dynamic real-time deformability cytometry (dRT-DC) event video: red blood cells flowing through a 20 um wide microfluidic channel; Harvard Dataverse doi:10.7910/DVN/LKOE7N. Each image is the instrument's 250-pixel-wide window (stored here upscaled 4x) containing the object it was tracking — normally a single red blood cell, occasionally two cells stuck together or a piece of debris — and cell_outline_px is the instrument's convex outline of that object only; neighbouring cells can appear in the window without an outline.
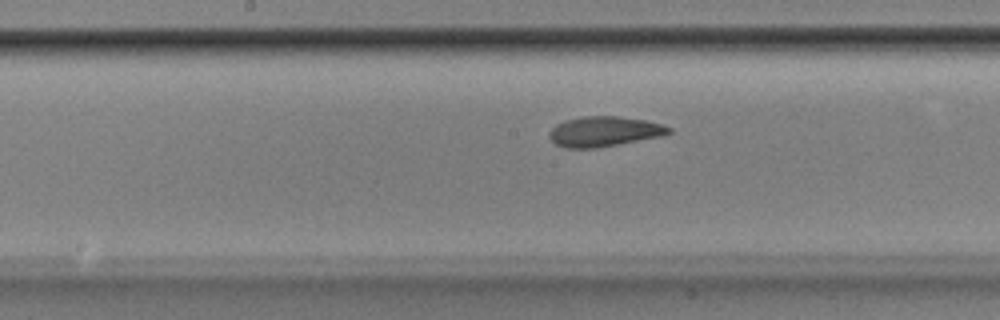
{"species": "Egyptian fruit bat (a non-hibernating species)", "species_latin": "Rousettus aegyptiacus", "temperature_condition": "room temperature", "stored_images_in_passage": 38, "camera_frame_rate_fps": 3000, "um_per_image_px": 0.085, "animal": {"sex": "male"}, "frame": {"image": 1, "passage_image": 22, "time_ms": 7.0, "image_size_px": [1000, 320], "cell_outline_px": [[672, 132], [664, 136], [596, 148], [568, 148], [556, 144], [548, 136], [548, 132], [556, 124], [568, 120], [584, 116], [616, 116], [644, 120], [660, 124], [672, 128]], "centroid_in_image_um": [51.37, 11.18], "position_along_channel_um": 196.8, "area_um2": 20.87}}
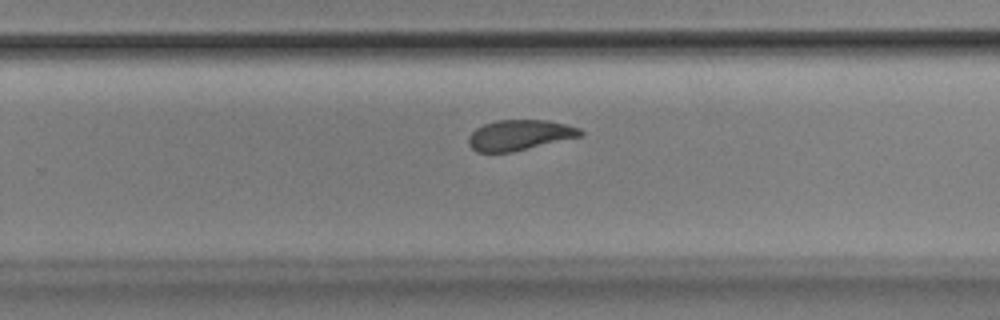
{"frame": {"image": 2, "passage_image": 29, "time_ms": 9.333, "image_size_px": [1000, 320], "cell_outline_px": [[584, 136], [512, 152], [476, 152], [468, 144], [468, 136], [476, 128], [484, 124], [496, 120], [548, 120], [580, 128], [584, 132]], "centroid_in_image_um": [44.18, 11.48], "position_along_channel_um": 285.6, "area_um2": 20.0}}
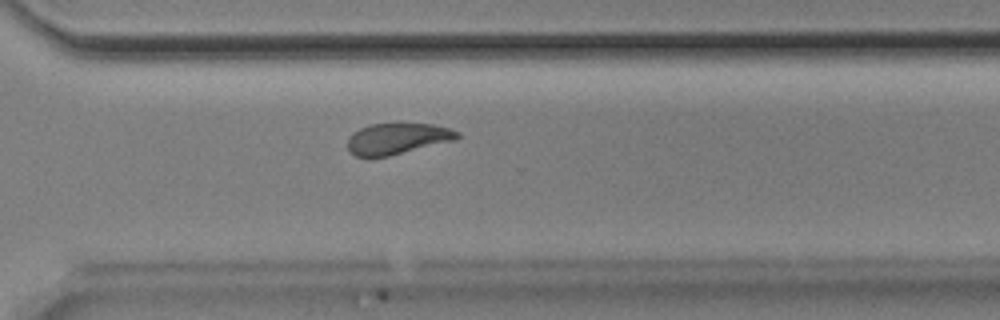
{"frame": {"image": 3, "passage_image": 33, "time_ms": 10.667, "image_size_px": [1000, 320], "cell_outline_px": [[460, 136], [456, 140], [388, 156], [356, 156], [348, 148], [348, 136], [352, 132], [360, 128], [372, 124], [432, 124], [448, 128], [460, 132]], "centroid_in_image_um": [33.79, 11.78], "position_along_channel_um": 336.8, "area_um2": 19.65}}